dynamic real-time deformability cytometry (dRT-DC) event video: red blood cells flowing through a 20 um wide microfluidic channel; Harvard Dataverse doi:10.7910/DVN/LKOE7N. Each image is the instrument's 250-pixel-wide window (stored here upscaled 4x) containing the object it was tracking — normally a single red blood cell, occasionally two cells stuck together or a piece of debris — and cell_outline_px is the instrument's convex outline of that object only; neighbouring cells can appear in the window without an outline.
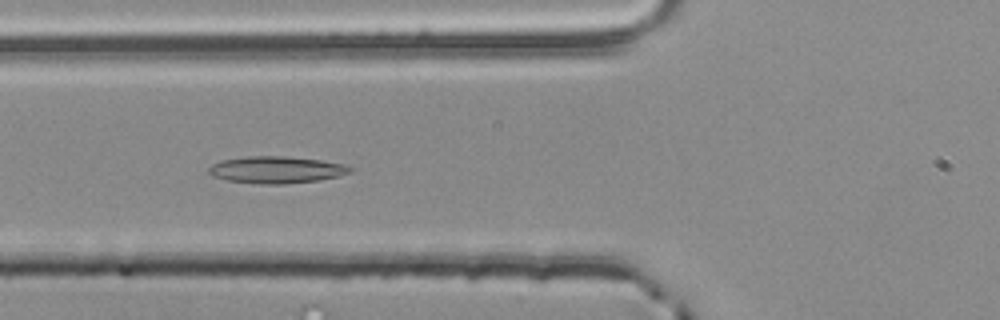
{"species": "common noctule bat (a hibernating species)", "species_latin": "Nyctalus noctula", "temperature_condition": "room temperature", "stored_images_in_passage": 48, "camera_frame_rate_fps": 3000, "um_per_image_px": 0.085, "animal": {"sex": "male", "body_mass_g": 20.4}, "frame": {"image": 1, "passage_image": 13, "time_ms": 4.0, "image_size_px": [1000, 320], "cell_outline_px": [[356, 168], [352, 172], [340, 176], [320, 180], [284, 184], [260, 184], [224, 180], [212, 176], [208, 172], [208, 168], [212, 164], [220, 160], [248, 156], [284, 156], [320, 160], [344, 164]], "centroid_in_image_um": [23.5, 14.43], "position_along_channel_um": 102.3, "area_um2": 22.48}}
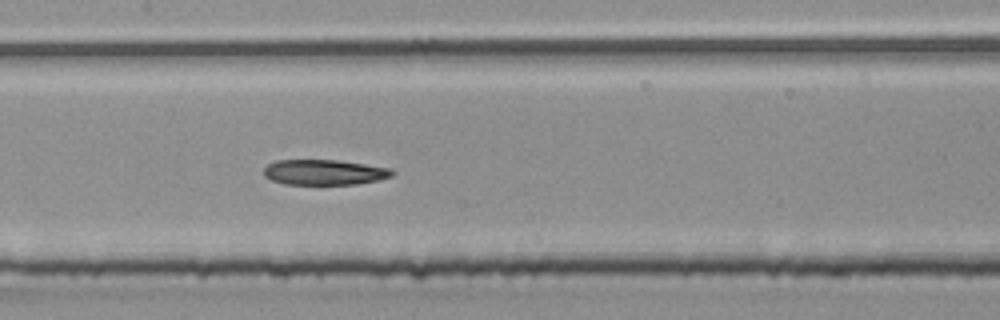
{"frame": {"image": 2, "passage_image": 19, "time_ms": 6.0, "image_size_px": [1000, 320], "cell_outline_px": [[396, 172], [392, 176], [376, 180], [356, 184], [284, 184], [272, 180], [264, 176], [264, 168], [268, 164], [276, 160], [336, 160], [392, 168]], "centroid_in_image_um": [27.57, 14.64], "position_along_channel_um": 179.8, "area_um2": 18.9}}
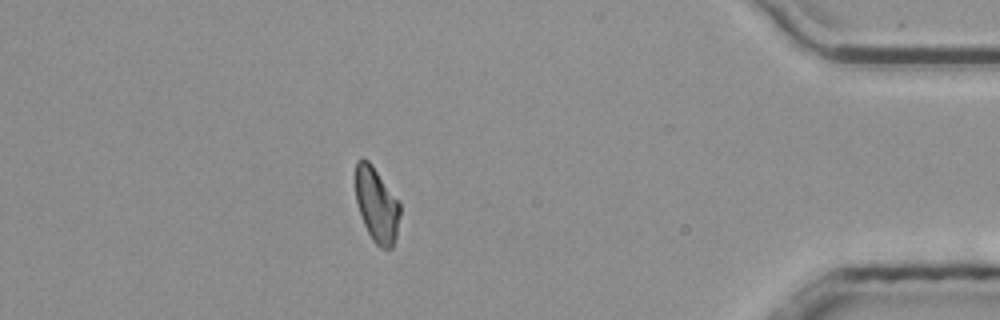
{"frame": {"image": 3, "passage_image": 40, "time_ms": 13.0, "image_size_px": [1000, 320], "cell_outline_px": [[400, 216], [396, 236], [392, 248], [380, 248], [372, 240], [364, 224], [356, 200], [356, 160], [360, 156], [368, 160], [372, 164], [400, 204]], "centroid_in_image_um": [32.01, 17.4], "position_along_channel_um": 403.2, "area_um2": 19.19}, "authors_computed_cell_mechanics": {"area_um2": 19.9988, "velocity_mm_per_s": 3.8493, "shape_relaxation_time_tau1_ms": null, "shape_relaxation_time_tau2_ms": 9.086, "deformation_change_tau1": null, "deformation_change_tau2": 0.1816}}